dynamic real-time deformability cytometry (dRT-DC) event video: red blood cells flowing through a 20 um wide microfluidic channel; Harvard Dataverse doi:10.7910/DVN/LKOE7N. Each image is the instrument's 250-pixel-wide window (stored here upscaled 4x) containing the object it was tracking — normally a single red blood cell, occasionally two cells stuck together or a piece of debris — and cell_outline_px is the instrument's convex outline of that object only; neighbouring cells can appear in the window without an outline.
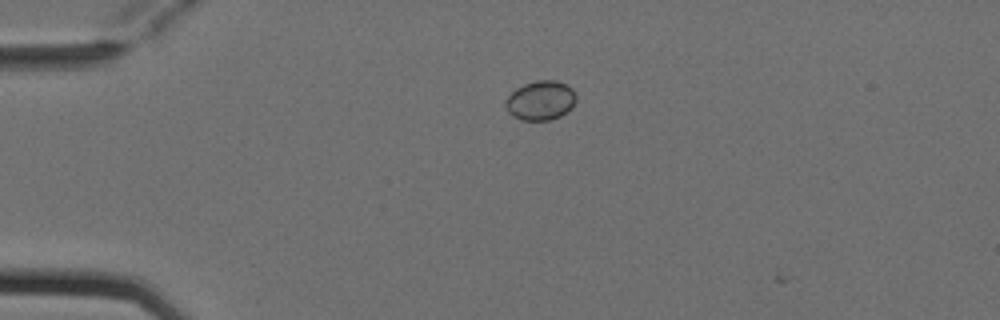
{"species": "Egyptian fruit bat (a non-hibernating species)", "species_latin": "Rousettus aegyptiacus", "temperature_condition": "cold", "stored_images_in_passage": 2, "camera_frame_rate_fps": 3000, "um_per_image_px": 0.085, "animal": {"sex": "female"}, "frame": {"image": 1, "passage_image": 1, "time_ms": 0.0, "image_size_px": [1000, 320], "cell_outline_px": [[576, 100], [572, 108], [560, 116], [548, 120], [520, 120], [512, 116], [508, 112], [504, 104], [504, 100], [516, 88], [524, 84], [536, 80], [556, 80], [572, 88], [576, 96]], "centroid_in_image_um": [45.93, 8.54], "position_along_channel_um": 39.1, "area_um2": 16.3}}